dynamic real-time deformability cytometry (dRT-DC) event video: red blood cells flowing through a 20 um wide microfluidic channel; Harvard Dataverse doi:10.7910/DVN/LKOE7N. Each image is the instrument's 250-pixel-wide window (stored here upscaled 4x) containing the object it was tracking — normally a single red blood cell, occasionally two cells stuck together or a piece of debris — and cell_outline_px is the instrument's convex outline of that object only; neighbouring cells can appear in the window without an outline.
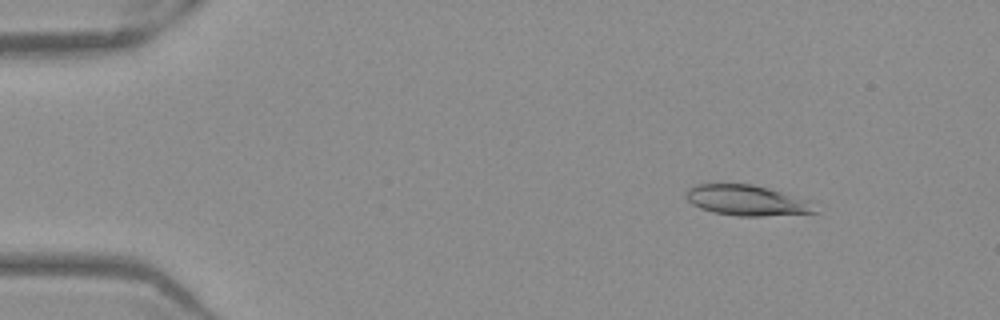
{"species": "Egyptian fruit bat (a non-hibernating species)", "species_latin": "Rousettus aegyptiacus", "temperature_condition": "warm", "stored_images_in_passage": 52, "camera_frame_rate_fps": 3000, "um_per_image_px": 0.085, "frame": {"image": 1, "passage_image": 7, "time_ms": 2.0, "image_size_px": [1000, 320], "cell_outline_px": [[820, 212], [764, 216], [740, 216], [712, 212], [700, 208], [692, 204], [684, 196], [688, 188], [696, 184], [752, 184], [768, 188], [808, 200]], "centroid_in_image_um": [63.45, 17.03], "position_along_channel_um": 21.5, "area_um2": 22.83}}
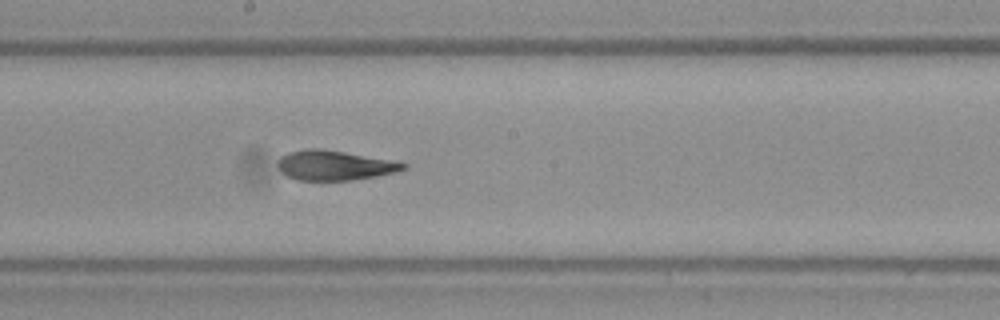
{"frame": {"image": 2, "passage_image": 29, "time_ms": 9.333, "image_size_px": [1000, 320], "cell_outline_px": [[408, 168], [396, 172], [376, 176], [352, 180], [296, 180], [280, 172], [276, 164], [280, 156], [288, 152], [308, 148], [320, 148], [400, 160], [408, 164]], "centroid_in_image_um": [28.48, 14.04], "position_along_channel_um": 219.7, "area_um2": 22.37}}
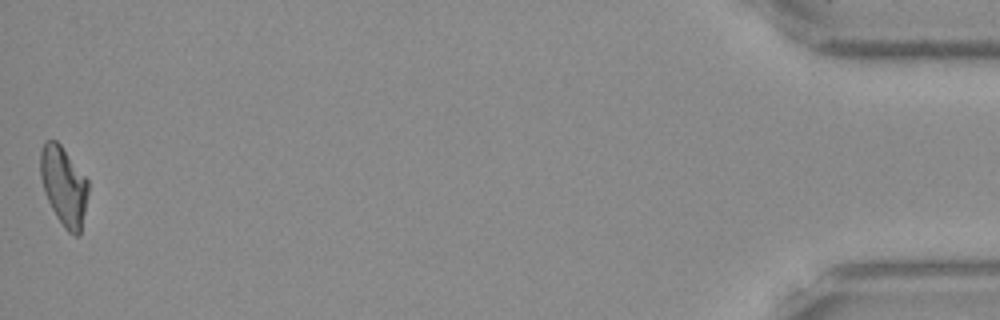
{"frame": {"image": 3, "passage_image": 52, "time_ms": 17.0, "image_size_px": [1000, 320], "cell_outline_px": [[88, 192], [80, 236], [76, 236], [68, 232], [64, 228], [56, 216], [44, 192], [40, 176], [40, 148], [44, 140], [56, 140], [60, 144], [88, 180]], "centroid_in_image_um": [5.41, 15.8], "position_along_channel_um": 429.8, "area_um2": 22.02}, "authors_computed_cell_mechanics": {"area_um2": 22.5998, "velocity_mm_per_s": 3.9498, "shape_relaxation_time_tau1_ms": 4.8471, "shape_relaxation_time_tau2_ms": 2.5566, "deformation_change_tau1": 0.1944, "deformation_change_tau2": 0.1024}}